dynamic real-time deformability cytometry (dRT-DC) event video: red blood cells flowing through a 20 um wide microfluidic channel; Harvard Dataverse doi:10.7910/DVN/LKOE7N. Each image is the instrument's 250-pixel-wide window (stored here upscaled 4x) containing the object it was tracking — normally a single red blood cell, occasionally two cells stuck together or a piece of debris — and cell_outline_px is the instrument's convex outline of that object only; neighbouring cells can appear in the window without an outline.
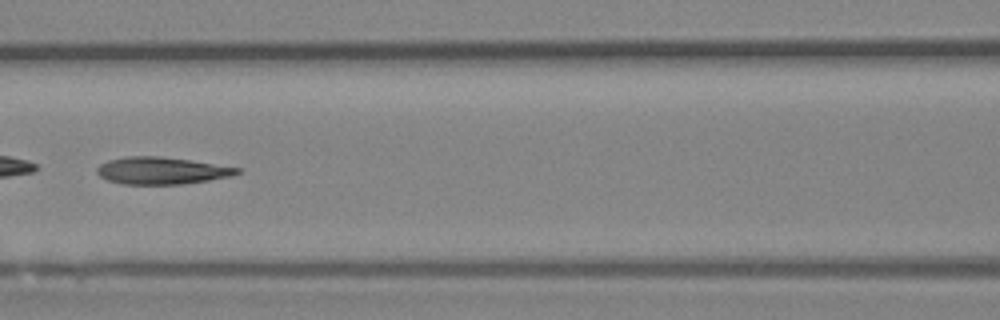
{"species": "Egyptian fruit bat (a non-hibernating species)", "species_latin": "Rousettus aegyptiacus", "temperature_condition": "room temperature", "stored_images_in_passage": 49, "camera_frame_rate_fps": 3000, "um_per_image_px": 0.085, "animal": {"sex": "female"}, "frame": {"image": 1, "passage_image": 22, "time_ms": 7.0, "image_size_px": [1000, 320], "cell_outline_px": [[244, 168], [240, 172], [232, 176], [184, 184], [120, 184], [108, 180], [100, 176], [96, 172], [96, 168], [100, 164], [108, 160], [124, 156], [160, 156]], "centroid_in_image_um": [13.73, 14.5], "position_along_channel_um": 152.9, "area_um2": 22.25}}
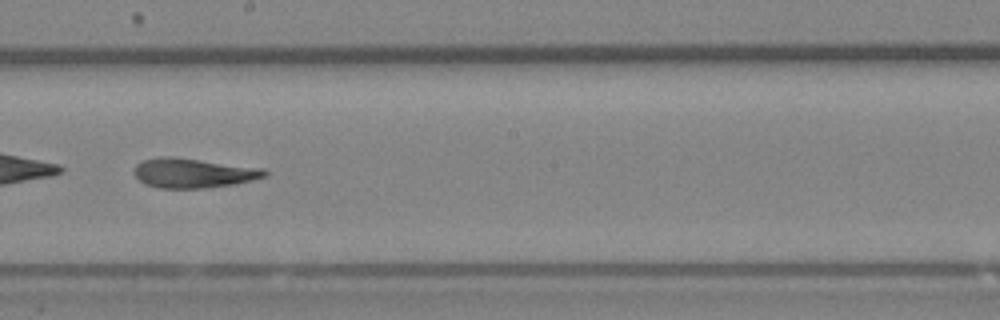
{"frame": {"image": 2, "passage_image": 28, "time_ms": 9.0, "image_size_px": [1000, 320], "cell_outline_px": [[268, 176], [236, 184], [204, 188], [160, 188], [144, 184], [136, 176], [136, 164], [144, 160], [164, 156], [172, 156], [264, 168], [268, 172]], "centroid_in_image_um": [16.48, 14.71], "position_along_channel_um": 231.7, "area_um2": 22.48}, "authors_computed_cell_mechanics": {"area_um2": 22.831, "velocity_mm_per_s": 3.9856, "shape_relaxation_time_tau1_ms": 4.984, "shape_relaxation_time_tau2_ms": 3.8785, "deformation_change_tau1": 0.2, "deformation_change_tau2": 0.1187}}